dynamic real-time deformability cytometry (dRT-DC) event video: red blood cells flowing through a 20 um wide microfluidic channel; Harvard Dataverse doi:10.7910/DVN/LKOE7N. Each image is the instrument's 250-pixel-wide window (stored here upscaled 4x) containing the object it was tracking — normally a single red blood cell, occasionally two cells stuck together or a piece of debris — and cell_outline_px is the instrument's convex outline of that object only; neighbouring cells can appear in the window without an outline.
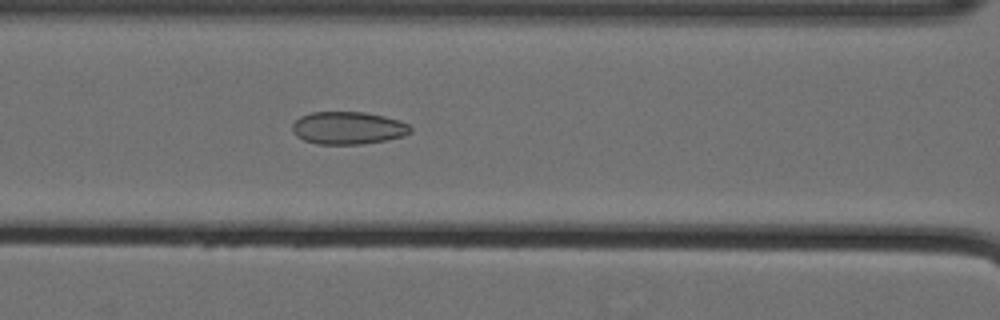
{"species": "Egyptian fruit bat (a non-hibernating species)", "species_latin": "Rousettus aegyptiacus", "temperature_condition": "cold", "stored_images_in_passage": 56, "camera_frame_rate_fps": 3000, "um_per_image_px": 0.085, "animal": {"sex": "female"}, "frame": {"image": 1, "passage_image": 25, "time_ms": 8.0, "image_size_px": [1000, 320], "cell_outline_px": [[412, 132], [404, 136], [364, 144], [316, 144], [304, 140], [296, 136], [292, 132], [292, 124], [300, 116], [312, 112], [364, 112], [384, 116], [400, 120], [408, 124], [412, 128]], "centroid_in_image_um": [29.58, 10.88], "position_along_channel_um": 137.0, "area_um2": 22.6}}
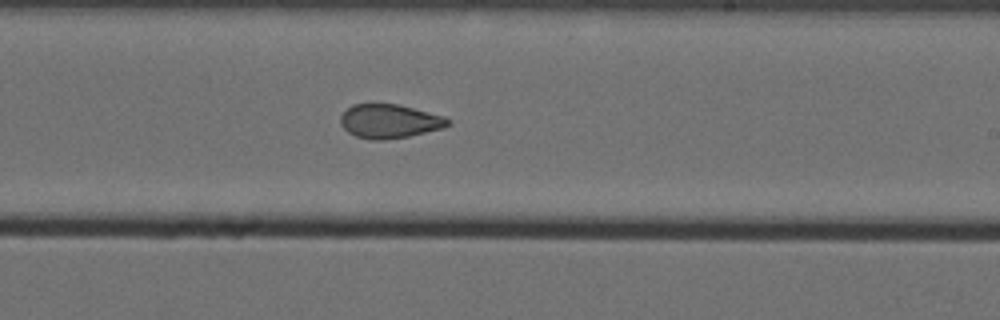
{"frame": {"image": 2, "passage_image": 35, "time_ms": 11.333, "image_size_px": [1000, 320], "cell_outline_px": [[452, 120], [444, 128], [408, 136], [384, 140], [372, 140], [356, 136], [348, 132], [340, 124], [340, 116], [352, 104], [396, 104], [444, 116]], "centroid_in_image_um": [33.09, 10.31], "position_along_channel_um": 255.9, "area_um2": 21.1}}
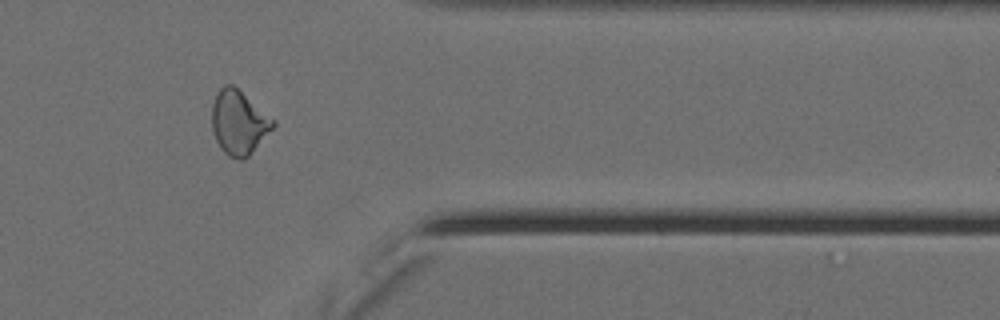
{"frame": {"image": 3, "passage_image": 47, "time_ms": 15.333, "image_size_px": [1000, 320], "cell_outline_px": [[276, 124], [248, 156], [244, 160], [240, 160], [228, 156], [220, 148], [216, 140], [212, 128], [212, 104], [216, 92], [224, 84], [232, 84], [276, 120]], "centroid_in_image_um": [20.28, 10.4], "position_along_channel_um": 391.1, "area_um2": 22.83}, "authors_computed_cell_mechanics": {"area_um2": 22.8888, "velocity_mm_per_s": 3.5666, "shape_relaxation_time_tau1_ms": null, "shape_relaxation_time_tau2_ms": 2.1139, "deformation_change_tau1": null, "deformation_change_tau2": 0.0776}}